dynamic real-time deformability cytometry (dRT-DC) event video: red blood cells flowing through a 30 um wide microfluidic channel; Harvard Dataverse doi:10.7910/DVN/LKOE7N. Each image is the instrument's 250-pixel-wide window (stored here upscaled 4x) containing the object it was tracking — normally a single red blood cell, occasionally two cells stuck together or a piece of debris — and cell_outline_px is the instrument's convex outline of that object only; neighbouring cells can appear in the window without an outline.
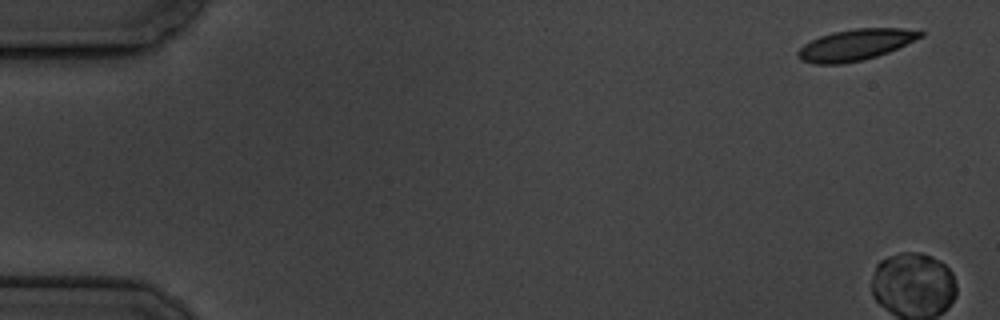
{"species": "common noctule bat (a hibernating species)", "species_latin": "Nyctalus noctula", "temperature_condition": "cold", "stored_images_in_passage": 5, "camera_frame_rate_fps": 3000, "um_per_image_px": 0.085, "animal": {"sex": "male", "body_mass_g": 19.5, "forearm_length_mm": 54.6}, "frame": {"image": 1, "passage_image": 1, "time_ms": 0.0, "image_size_px": [1000, 320], "cell_outline_px": [[924, 36], [888, 52], [864, 60], [840, 64], [812, 64], [800, 60], [796, 56], [796, 52], [804, 44], [820, 36], [832, 32], [856, 28], [920, 28], [924, 32]], "centroid_in_image_um": [72.74, 3.8], "position_along_channel_um": 12.3, "area_um2": 22.54}}